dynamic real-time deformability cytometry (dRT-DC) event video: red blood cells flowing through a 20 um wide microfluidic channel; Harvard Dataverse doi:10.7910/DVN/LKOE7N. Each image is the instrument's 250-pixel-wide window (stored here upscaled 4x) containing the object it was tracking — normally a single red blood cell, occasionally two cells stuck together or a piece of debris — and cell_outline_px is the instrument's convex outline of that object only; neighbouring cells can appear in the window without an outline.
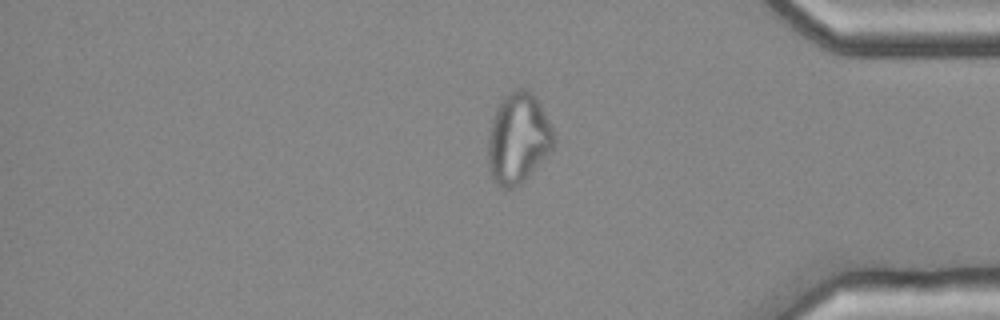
{"species": "common noctule bat (a hibernating species)", "species_latin": "Nyctalus noctula", "temperature_condition": "cold", "stored_images_in_passage": 51, "camera_frame_rate_fps": 3000, "um_per_image_px": 0.085, "animal": {"sex": "female", "body_mass_g": 25.1}, "frame": {"image": 1, "passage_image": 44, "time_ms": 14.333, "image_size_px": [1000, 320], "cell_outline_px": [[556, 140], [552, 148], [524, 180], [512, 188], [504, 188], [496, 184], [492, 180], [488, 168], [488, 136], [492, 120], [496, 108], [504, 96], [508, 92], [516, 88], [524, 88], [536, 96], [556, 136]], "centroid_in_image_um": [44.02, 11.74], "position_along_channel_um": 391.2, "area_um2": 34.56}}